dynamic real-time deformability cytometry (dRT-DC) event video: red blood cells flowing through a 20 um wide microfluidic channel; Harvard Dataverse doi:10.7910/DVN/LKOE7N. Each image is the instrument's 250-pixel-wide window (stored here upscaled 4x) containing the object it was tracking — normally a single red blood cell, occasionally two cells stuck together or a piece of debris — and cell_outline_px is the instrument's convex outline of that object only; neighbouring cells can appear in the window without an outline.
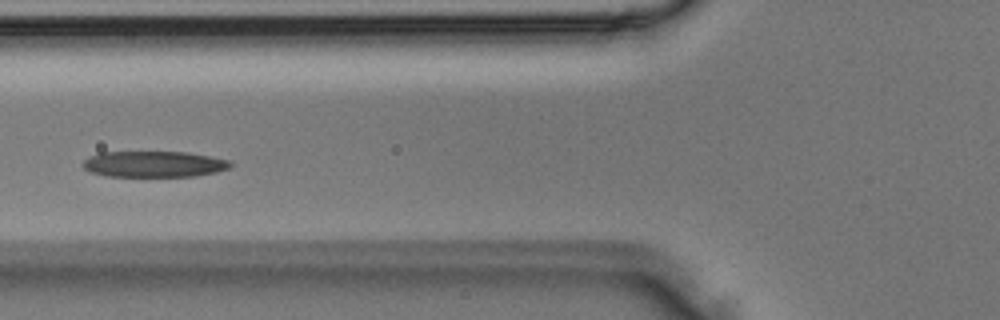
{"species": "Egyptian fruit bat (a non-hibernating species)", "species_latin": "Rousettus aegyptiacus", "temperature_condition": "room temperature", "stored_images_in_passage": 3, "camera_frame_rate_fps": 3000, "um_per_image_px": 0.085, "animal": {"sex": "male"}, "frame": {"image": 1, "passage_image": 3, "time_ms": 0.667, "image_size_px": [1000, 320], "cell_outline_px": [[232, 164], [228, 168], [216, 172], [196, 176], [108, 176], [92, 172], [84, 168], [84, 160], [88, 156], [100, 152], [188, 152], [232, 160]], "centroid_in_image_um": [13.12, 13.94], "position_along_channel_um": 112.7, "area_um2": 22.37}}